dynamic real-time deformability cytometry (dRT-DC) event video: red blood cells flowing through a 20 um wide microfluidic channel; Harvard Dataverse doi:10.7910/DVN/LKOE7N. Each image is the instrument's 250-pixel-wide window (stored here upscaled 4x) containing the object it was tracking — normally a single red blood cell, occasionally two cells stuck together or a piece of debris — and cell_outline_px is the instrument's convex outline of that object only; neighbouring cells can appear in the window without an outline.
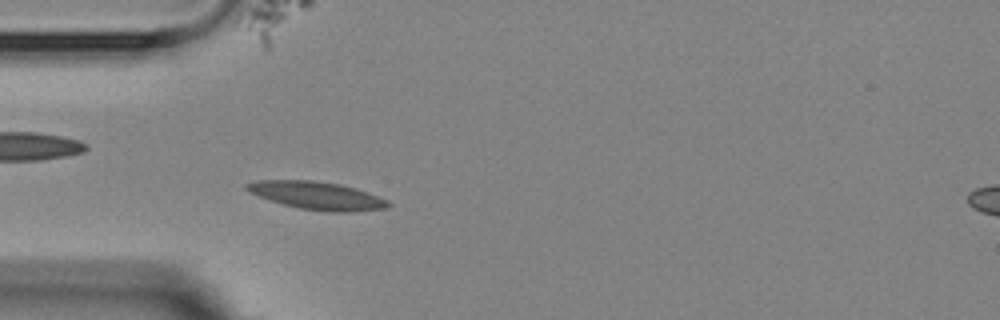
{"species": "Egyptian fruit bat (a non-hibernating species)", "species_latin": "Rousettus aegyptiacus", "temperature_condition": "room temperature", "stored_images_in_passage": 5, "camera_frame_rate_fps": 3000, "um_per_image_px": 0.085, "animal": {"sex": "female"}, "frame": {"image": 1, "passage_image": 3, "time_ms": 3.667, "image_size_px": [1000, 320], "cell_outline_px": [[392, 204], [384, 208], [352, 212], [328, 212], [300, 208], [284, 204], [248, 192], [244, 188], [244, 184], [256, 180], [312, 180], [340, 184], [356, 188], [388, 200]], "centroid_in_image_um": [26.93, 16.61], "position_along_channel_um": 58.1, "area_um2": 22.89}}